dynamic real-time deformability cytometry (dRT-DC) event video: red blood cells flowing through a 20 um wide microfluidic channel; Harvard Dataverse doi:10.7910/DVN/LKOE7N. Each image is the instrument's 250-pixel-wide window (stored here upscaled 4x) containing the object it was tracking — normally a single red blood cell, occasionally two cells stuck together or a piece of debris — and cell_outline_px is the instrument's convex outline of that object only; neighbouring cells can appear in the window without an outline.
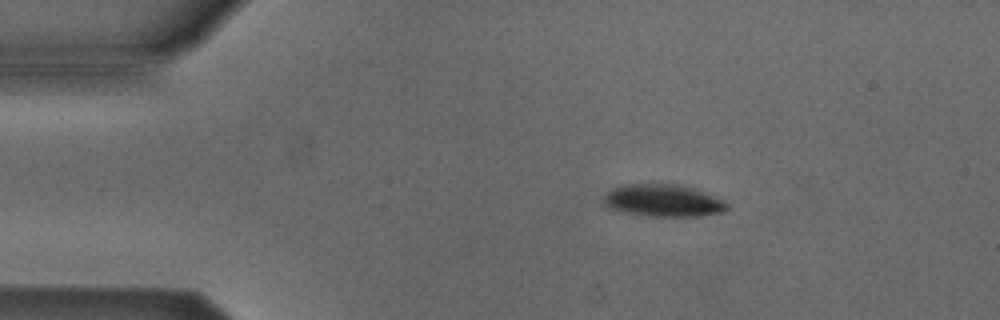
{"species": "Egyptian fruit bat (a non-hibernating species)", "species_latin": "Rousettus aegyptiacus", "temperature_condition": "cold", "stored_images_in_passage": 4, "camera_frame_rate_fps": 3000, "um_per_image_px": 0.085, "animal": {"sex": "male"}, "frame": {"image": 1, "passage_image": 2, "time_ms": 1.0, "image_size_px": [1000, 320], "cell_outline_px": [[728, 208], [724, 212], [700, 216], [648, 216], [608, 208], [604, 204], [604, 196], [612, 188], [620, 184], [680, 184], [692, 188], [724, 200], [728, 204]], "centroid_in_image_um": [56.37, 17.04], "position_along_channel_um": 28.6, "area_um2": 23.12}}
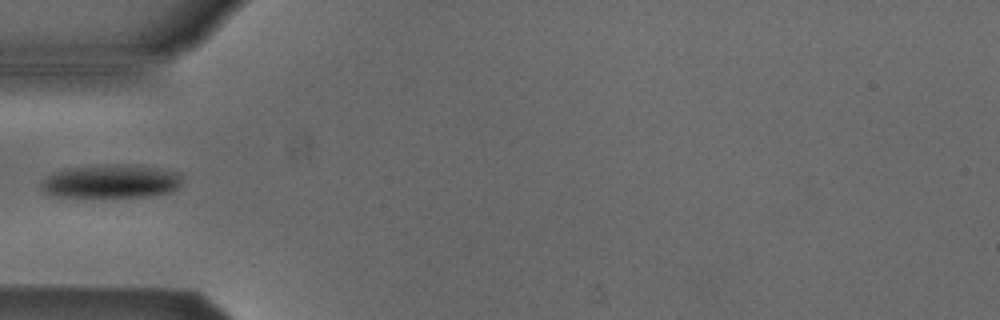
{"frame": {"image": 2, "passage_image": 4, "time_ms": 3.667, "image_size_px": [1000, 320], "cell_outline_px": [[184, 184], [172, 192], [148, 196], [104, 200], [48, 196], [40, 188], [40, 184], [48, 176], [64, 168], [104, 164], [128, 164], [156, 168], [180, 172]], "centroid_in_image_um": [9.43, 15.47], "position_along_channel_um": 75.6, "area_um2": 29.19}}